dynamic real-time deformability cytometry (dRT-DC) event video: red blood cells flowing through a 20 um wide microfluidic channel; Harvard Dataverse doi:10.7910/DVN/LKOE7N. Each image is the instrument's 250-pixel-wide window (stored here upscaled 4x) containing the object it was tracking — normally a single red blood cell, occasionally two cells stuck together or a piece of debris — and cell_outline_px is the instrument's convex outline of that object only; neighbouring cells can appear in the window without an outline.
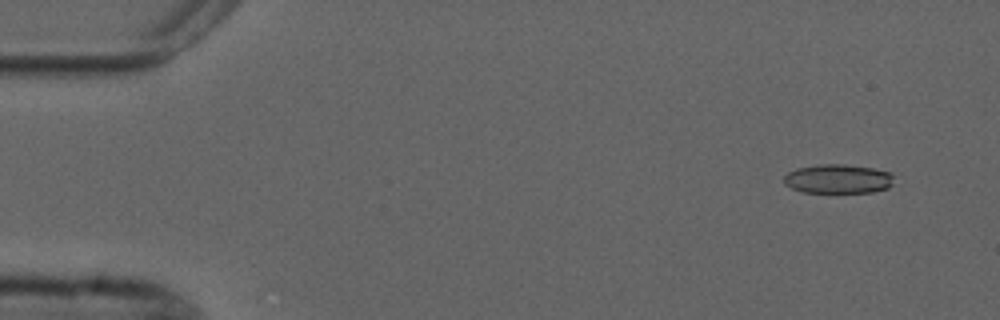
{"species": "common noctule bat (a hibernating species)", "species_latin": "Nyctalus noctula", "temperature_condition": "cold", "stored_images_in_passage": 7, "camera_frame_rate_fps": 3000, "um_per_image_px": 0.085, "animal": {"sex": "male", "forearm_length_mm": 52.5}, "frame": {"image": 1, "passage_image": 1, "time_ms": 0.0, "image_size_px": [1000, 320], "cell_outline_px": [[892, 184], [888, 188], [872, 192], [804, 192], [792, 188], [784, 184], [784, 176], [788, 172], [796, 168], [820, 164], [844, 164], [872, 168], [888, 172], [892, 176]], "centroid_in_image_um": [71.2, 15.2], "position_along_channel_um": 13.8, "area_um2": 18.55}}
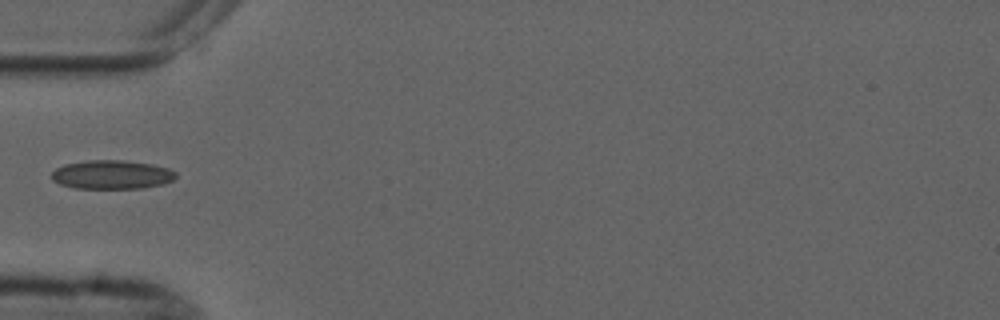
{"frame": {"image": 2, "passage_image": 5, "time_ms": 4.667, "image_size_px": [1000, 320], "cell_outline_px": [[176, 176], [172, 180], [164, 184], [144, 188], [72, 188], [60, 184], [52, 180], [52, 172], [56, 168], [64, 164], [88, 160], [120, 160], [152, 164], [168, 168], [176, 172]], "centroid_in_image_um": [9.5, 14.84], "position_along_channel_um": 75.5, "area_um2": 20.92}}
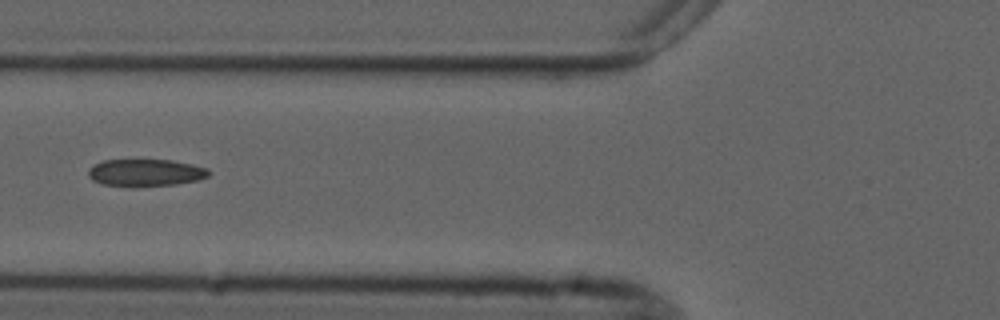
{"frame": {"image": 3, "passage_image": 6, "time_ms": 5.667, "image_size_px": [1000, 320], "cell_outline_px": [[212, 172], [208, 176], [196, 180], [176, 184], [104, 184], [92, 180], [88, 176], [88, 168], [104, 160], [172, 160], [192, 164], [208, 168]], "centroid_in_image_um": [12.41, 14.63], "position_along_channel_um": 113.4, "area_um2": 18.32}}